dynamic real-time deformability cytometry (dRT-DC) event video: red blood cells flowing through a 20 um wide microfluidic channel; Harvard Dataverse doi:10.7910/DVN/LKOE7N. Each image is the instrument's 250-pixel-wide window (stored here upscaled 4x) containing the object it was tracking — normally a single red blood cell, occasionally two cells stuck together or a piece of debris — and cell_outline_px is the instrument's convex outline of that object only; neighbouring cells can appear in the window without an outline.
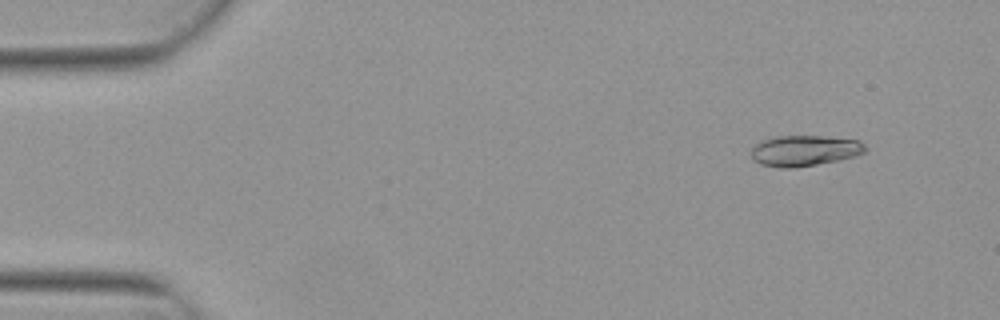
{"species": "Egyptian fruit bat (a non-hibernating species)", "species_latin": "Rousettus aegyptiacus", "temperature_condition": "warm", "stored_images_in_passage": 5, "camera_frame_rate_fps": 3000, "um_per_image_px": 0.085, "animal": {"sex": "female"}, "frame": {"image": 1, "passage_image": 2, "time_ms": 0.333, "image_size_px": [1000, 320], "cell_outline_px": [[868, 148], [864, 152], [856, 156], [796, 168], [780, 168], [760, 164], [752, 160], [752, 148], [756, 144], [764, 140], [776, 136], [820, 136], [860, 140]], "centroid_in_image_um": [68.39, 12.81], "position_along_channel_um": 16.6, "area_um2": 20.4}}
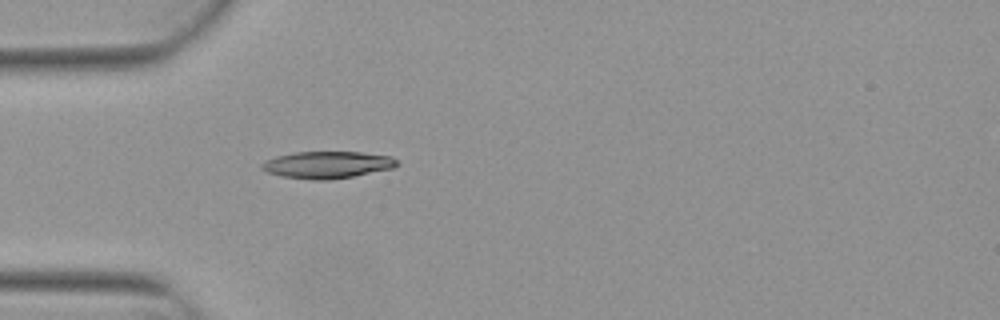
{"frame": {"image": 2, "passage_image": 5, "time_ms": 1.333, "image_size_px": [1000, 320], "cell_outline_px": [[400, 164], [392, 168], [352, 176], [328, 180], [312, 180], [280, 176], [268, 172], [260, 168], [260, 164], [264, 160], [276, 156], [296, 152], [360, 152], [392, 156]], "centroid_in_image_um": [27.78, 14.0], "position_along_channel_um": 57.2, "area_um2": 21.27}}